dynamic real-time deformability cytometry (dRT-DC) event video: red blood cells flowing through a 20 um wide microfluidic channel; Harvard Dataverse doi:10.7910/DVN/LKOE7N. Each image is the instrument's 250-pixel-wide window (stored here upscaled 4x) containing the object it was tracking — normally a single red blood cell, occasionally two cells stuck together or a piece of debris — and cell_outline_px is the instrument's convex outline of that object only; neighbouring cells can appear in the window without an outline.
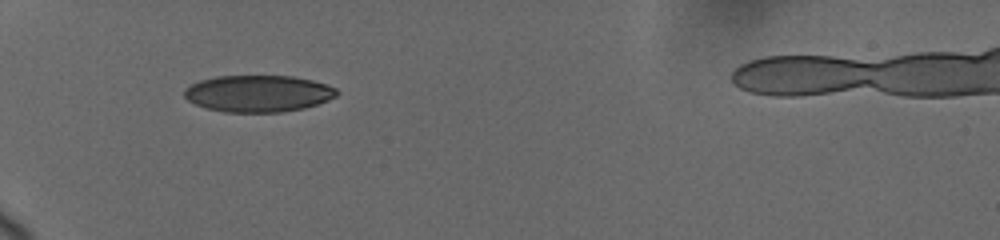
{"species": "human", "species_latin": "Homo sapiens", "temperature_condition": "cold", "stored_images_in_passage": 43, "camera_frame_rate_fps": 3000, "um_per_image_px": 0.085, "donor": {"sex": "female"}, "frame": {"image": 1, "passage_image": 1, "time_ms": 0.0, "image_size_px": [1000, 240], "cell_outline_px": [[340, 92], [336, 96], [328, 100], [304, 108], [280, 112], [224, 112], [204, 108], [188, 100], [184, 96], [184, 88], [200, 80], [216, 76], [292, 76], [312, 80], [328, 84], [336, 88]], "centroid_in_image_um": [21.95, 7.95], "position_along_channel_um": 63.1, "area_um2": 32.77}}
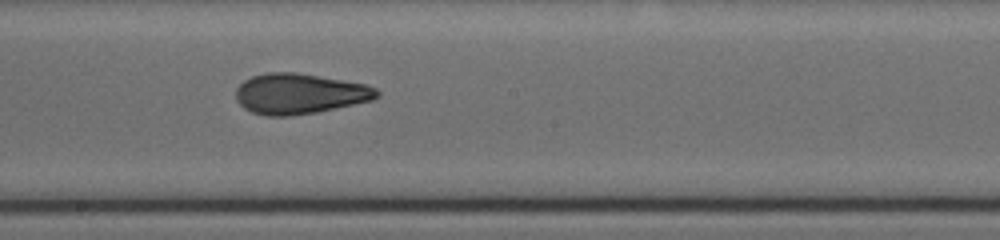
{"frame": {"image": 2, "passage_image": 17, "time_ms": 4.667, "image_size_px": [1000, 240], "cell_outline_px": [[380, 96], [372, 100], [316, 112], [288, 116], [268, 116], [252, 112], [244, 108], [236, 100], [236, 88], [244, 80], [252, 76], [268, 72], [296, 72], [320, 76], [364, 84], [376, 88], [380, 92]], "centroid_in_image_um": [25.44, 7.96], "position_along_channel_um": 222.8, "area_um2": 33.12}}
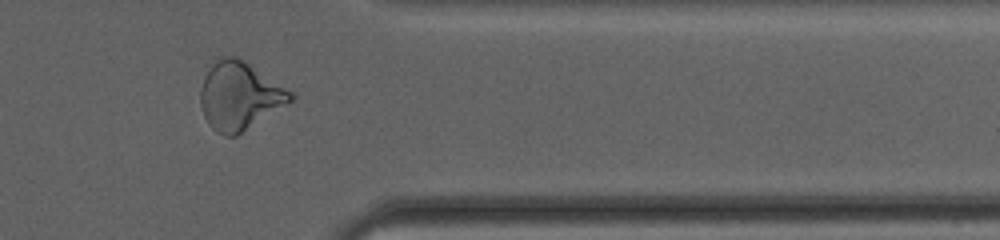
{"frame": {"image": 3, "passage_image": 33, "time_ms": 9.333, "image_size_px": [1000, 240], "cell_outline_px": [[296, 96], [292, 100], [236, 136], [224, 136], [216, 132], [208, 124], [204, 116], [200, 104], [200, 92], [204, 76], [212, 64], [216, 60], [224, 56], [236, 56], [244, 60], [292, 92]], "centroid_in_image_um": [20.32, 8.15], "position_along_channel_um": 391.1, "area_um2": 35.26}, "authors_computed_cell_mechanics": {"area_um2": 33.235, "velocity_mm_per_s": 3.7091, "shape_relaxation_time_tau1_ms": 5.179, "shape_relaxation_time_tau2_ms": 2.2515, "deformation_change_tau1": 0.1403, "deformation_change_tau2": 0.0829}}